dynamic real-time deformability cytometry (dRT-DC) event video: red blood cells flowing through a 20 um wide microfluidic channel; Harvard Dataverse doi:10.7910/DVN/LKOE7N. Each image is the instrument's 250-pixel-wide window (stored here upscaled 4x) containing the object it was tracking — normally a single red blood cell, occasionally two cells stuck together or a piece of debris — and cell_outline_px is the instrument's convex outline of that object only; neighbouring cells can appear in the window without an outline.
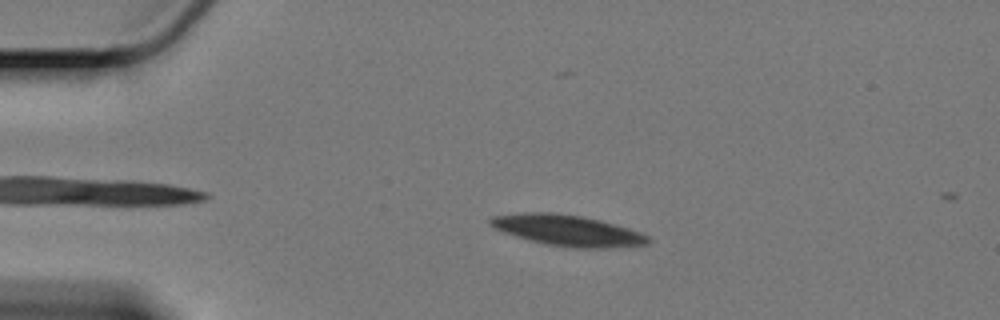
{"species": "Egyptian fruit bat (a non-hibernating species)", "species_latin": "Rousettus aegyptiacus", "temperature_condition": "cold", "stored_images_in_passage": 8, "camera_frame_rate_fps": 3000, "um_per_image_px": 0.085, "animal": {"sex": "female"}, "frame": {"image": 1, "passage_image": 3, "time_ms": 0.667, "image_size_px": [1000, 320], "cell_outline_px": [[652, 240], [648, 244], [600, 248], [572, 248], [548, 244], [516, 236], [504, 232], [488, 224], [488, 220], [492, 216], [524, 212], [556, 212], [580, 216], [600, 220], [628, 228], [640, 232], [648, 236]], "centroid_in_image_um": [48.24, 19.57], "position_along_channel_um": 36.8, "area_um2": 28.21}}